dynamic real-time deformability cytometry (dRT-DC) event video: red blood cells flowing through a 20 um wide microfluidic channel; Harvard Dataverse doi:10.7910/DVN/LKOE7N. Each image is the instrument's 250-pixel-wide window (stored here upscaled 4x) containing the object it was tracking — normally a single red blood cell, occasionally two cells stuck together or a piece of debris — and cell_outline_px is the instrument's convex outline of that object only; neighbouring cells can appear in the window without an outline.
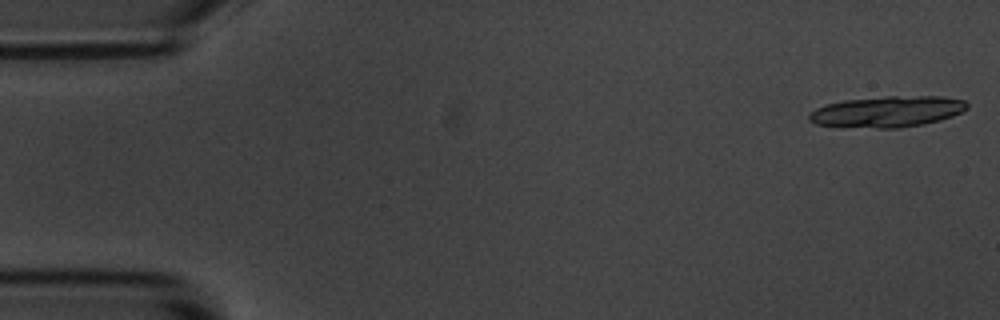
{"species": "common noctule bat (a hibernating species)", "species_latin": "Nyctalus noctula", "temperature_condition": "room temperature", "stored_images_in_passage": 18, "camera_frame_rate_fps": 3000, "um_per_image_px": 0.085, "animal": {"sex": "male", "body_mass_g": 20.1, "forearm_length_mm": 53.5}, "frame": {"image": 1, "passage_image": 1, "time_ms": 0.0, "image_size_px": [1000, 320], "cell_outline_px": [[968, 108], [952, 116], [940, 120], [924, 124], [900, 128], [876, 128], [816, 124], [808, 120], [808, 116], [816, 108], [824, 104], [844, 100], [888, 96], [944, 96], [964, 100], [968, 104]], "centroid_in_image_um": [75.45, 9.48], "position_along_channel_um": 9.6, "area_um2": 28.55}}